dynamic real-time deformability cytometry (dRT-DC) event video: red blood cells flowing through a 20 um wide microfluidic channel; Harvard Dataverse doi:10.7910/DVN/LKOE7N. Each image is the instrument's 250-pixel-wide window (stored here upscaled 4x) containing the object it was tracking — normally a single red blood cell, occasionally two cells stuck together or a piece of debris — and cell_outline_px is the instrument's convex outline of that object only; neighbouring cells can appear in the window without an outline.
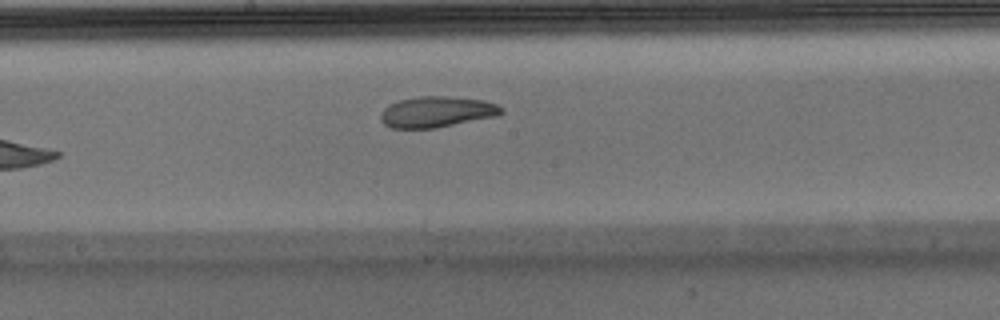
{"species": "Egyptian fruit bat (a non-hibernating species)", "species_latin": "Rousettus aegyptiacus", "temperature_condition": "warm", "stored_images_in_passage": 8, "camera_frame_rate_fps": 3000, "um_per_image_px": 0.085, "animal": {"sex": "male"}, "frame": {"image": 1, "passage_image": 8, "time_ms": 2.333, "image_size_px": [1000, 320], "cell_outline_px": [[504, 112], [496, 116], [436, 128], [392, 128], [384, 124], [380, 120], [380, 112], [388, 104], [400, 100], [420, 96], [444, 96], [484, 100], [496, 104], [504, 108]], "centroid_in_image_um": [37.11, 9.51], "position_along_channel_um": 211.1, "area_um2": 21.79}}